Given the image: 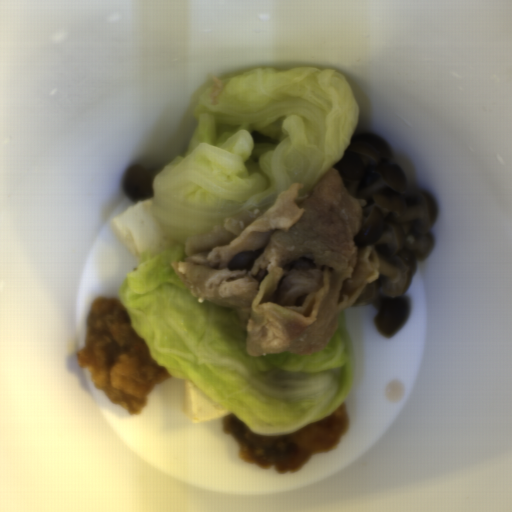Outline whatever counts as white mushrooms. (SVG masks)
Returning a JSON list of instances; mask_svg holds the SVG:
<instances>
[{"mask_svg": "<svg viewBox=\"0 0 512 512\" xmlns=\"http://www.w3.org/2000/svg\"><path fill=\"white\" fill-rule=\"evenodd\" d=\"M387 142L371 133L353 134L337 169L349 194L366 199L362 225L354 236L358 247L372 245L378 260V277L367 283L350 306H374L375 328L394 332L407 314L404 296L417 260L433 250L432 227L438 217L435 199L425 190L407 192V178L399 164H393Z\"/></svg>", "mask_w": 512, "mask_h": 512, "instance_id": "1e6be865", "label": "white mushrooms"}, {"mask_svg": "<svg viewBox=\"0 0 512 512\" xmlns=\"http://www.w3.org/2000/svg\"><path fill=\"white\" fill-rule=\"evenodd\" d=\"M160 171L137 166L130 168L124 179L125 194L137 203L154 199L153 181Z\"/></svg>", "mask_w": 512, "mask_h": 512, "instance_id": "51bd03cf", "label": "white mushrooms"}]
</instances>
